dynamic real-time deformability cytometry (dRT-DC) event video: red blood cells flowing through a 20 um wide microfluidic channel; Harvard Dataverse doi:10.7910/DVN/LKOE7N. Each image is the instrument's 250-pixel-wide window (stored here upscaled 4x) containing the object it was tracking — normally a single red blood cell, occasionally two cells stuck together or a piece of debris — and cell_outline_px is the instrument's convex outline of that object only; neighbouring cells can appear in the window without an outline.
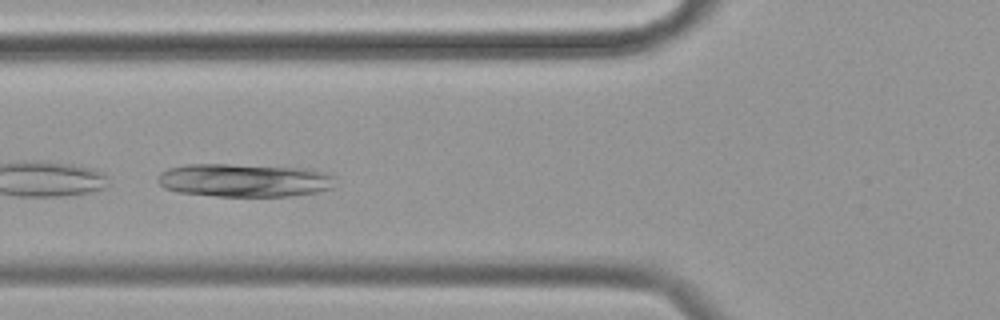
{"species": "common noctule bat (a hibernating species)", "species_latin": "Nyctalus noctula", "temperature_condition": "cold", "stored_images_in_passage": 38, "camera_frame_rate_fps": 3000, "um_per_image_px": 0.085, "animal": {"sex": "female", "body_mass_g": 19.9}, "frame": {"image": 1, "passage_image": 12, "time_ms": 3.667, "image_size_px": [1000, 320], "cell_outline_px": [[336, 176], [332, 188], [316, 192], [292, 196], [216, 196], [176, 192], [164, 188], [160, 184], [160, 172], [168, 168], [184, 164], [228, 164], [308, 168], [328, 172]], "centroid_in_image_um": [20.81, 15.32], "position_along_channel_um": 105.0, "area_um2": 34.68}}